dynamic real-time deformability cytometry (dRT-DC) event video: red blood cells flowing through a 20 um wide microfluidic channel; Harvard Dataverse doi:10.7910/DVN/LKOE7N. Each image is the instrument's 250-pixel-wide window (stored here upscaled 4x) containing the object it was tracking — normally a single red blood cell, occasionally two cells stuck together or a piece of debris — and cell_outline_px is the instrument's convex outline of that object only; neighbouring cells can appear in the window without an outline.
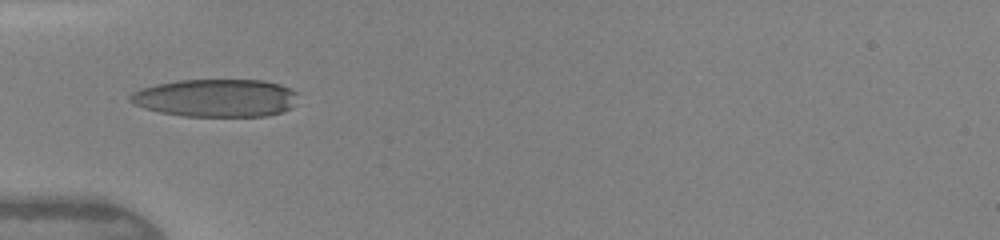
{"species": "human", "species_latin": "Homo sapiens", "temperature_condition": "warm", "stored_images_in_passage": 4, "camera_frame_rate_fps": 3000, "um_per_image_px": 0.085, "donor": {"sex": "female"}, "frame": {"image": 1, "passage_image": 2, "time_ms": 0.667, "image_size_px": [1000, 240], "cell_outline_px": [[296, 104], [292, 108], [268, 116], [184, 116], [160, 112], [144, 108], [128, 100], [128, 96], [132, 92], [140, 88], [156, 84], [176, 80], [264, 80], [280, 84], [296, 92]], "centroid_in_image_um": [18.34, 8.32], "position_along_channel_um": 66.7, "area_um2": 37.17}}